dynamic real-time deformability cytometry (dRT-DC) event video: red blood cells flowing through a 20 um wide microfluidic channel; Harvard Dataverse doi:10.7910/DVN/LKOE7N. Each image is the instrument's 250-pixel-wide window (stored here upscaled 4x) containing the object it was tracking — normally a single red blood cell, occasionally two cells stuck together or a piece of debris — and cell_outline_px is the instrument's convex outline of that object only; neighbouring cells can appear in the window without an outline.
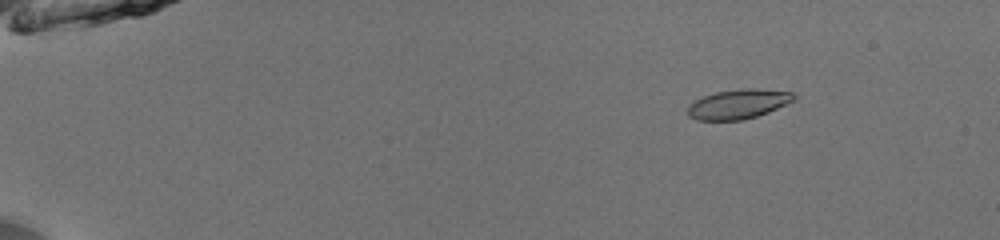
{"species": "common noctule bat (a hibernating species)", "species_latin": "Nyctalus noctula", "temperature_condition": "room temperature", "stored_images_in_passage": 54, "camera_frame_rate_fps": 3000, "um_per_image_px": 0.085, "animal": {"sex": "male", "body_mass_g": 13.0, "forearm_length_mm": 53.1}, "frame": {"image": 1, "passage_image": 9, "time_ms": 2.667, "image_size_px": [1000, 240], "cell_outline_px": [[796, 100], [768, 112], [744, 120], [696, 120], [688, 116], [688, 104], [704, 96], [716, 92], [744, 88], [752, 88], [792, 92], [796, 96]], "centroid_in_image_um": [62.76, 8.85], "position_along_channel_um": 22.2, "area_um2": 18.26}}
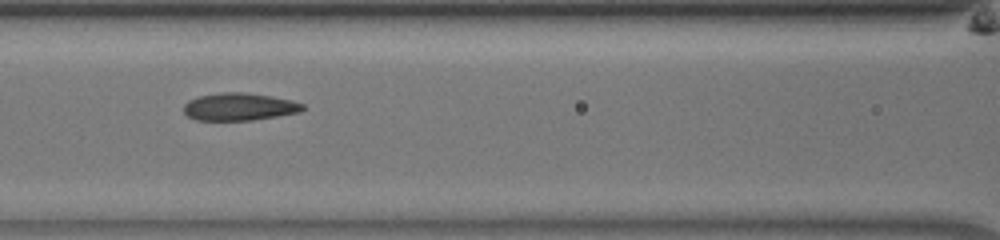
{"frame": {"image": 2, "passage_image": 27, "time_ms": 8.667, "image_size_px": [1000, 240], "cell_outline_px": [[304, 108], [300, 112], [252, 120], [196, 120], [188, 116], [184, 112], [184, 104], [188, 100], [200, 96], [224, 92], [240, 92], [268, 96], [292, 100], [304, 104]], "centroid_in_image_um": [20.32, 9.08], "position_along_channel_um": 146.3, "area_um2": 18.84}}
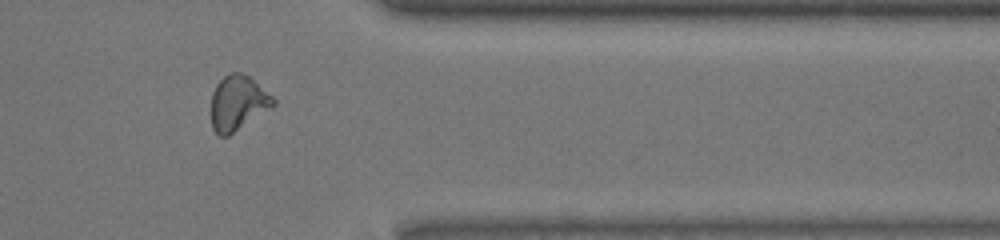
{"frame": {"image": 3, "passage_image": 46, "time_ms": 15.0, "image_size_px": [1000, 240], "cell_outline_px": [[276, 104], [228, 136], [220, 136], [212, 128], [212, 92], [216, 84], [224, 76], [232, 72], [240, 72], [248, 76], [272, 96], [276, 100]], "centroid_in_image_um": [20.2, 8.74], "position_along_channel_um": 391.2, "area_um2": 19.48}, "authors_computed_cell_mechanics": {"area_um2": 18.9873, "velocity_mm_per_s": 3.9666, "shape_relaxation_time_tau1_ms": 3.3627, "shape_relaxation_time_tau2_ms": 2.0747, "deformation_change_tau1": 0.1513, "deformation_change_tau2": 0.0376}}